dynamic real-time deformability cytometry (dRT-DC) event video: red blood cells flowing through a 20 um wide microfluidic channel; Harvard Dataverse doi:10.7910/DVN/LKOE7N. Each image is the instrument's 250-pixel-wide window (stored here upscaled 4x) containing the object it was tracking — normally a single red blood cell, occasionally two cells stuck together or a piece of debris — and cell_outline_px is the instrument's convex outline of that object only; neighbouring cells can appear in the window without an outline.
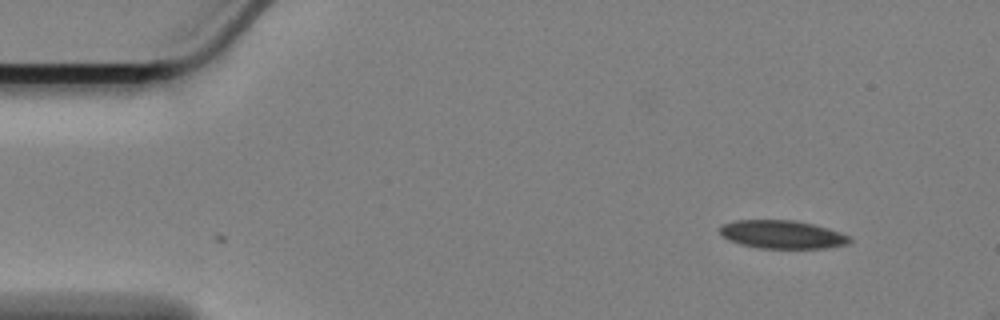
{"species": "Egyptian fruit bat (a non-hibernating species)", "species_latin": "Rousettus aegyptiacus", "temperature_condition": "cold", "stored_images_in_passage": 5, "camera_frame_rate_fps": 3000, "um_per_image_px": 0.085, "animal": {"sex": "female"}, "frame": {"image": 1, "passage_image": 1, "time_ms": 0.0, "image_size_px": [1000, 320], "cell_outline_px": [[852, 240], [848, 244], [824, 248], [760, 248], [740, 244], [728, 240], [720, 232], [720, 228], [724, 224], [732, 220], [796, 220], [816, 224], [852, 236]], "centroid_in_image_um": [66.53, 19.92], "position_along_channel_um": 18.5, "area_um2": 21.5}}